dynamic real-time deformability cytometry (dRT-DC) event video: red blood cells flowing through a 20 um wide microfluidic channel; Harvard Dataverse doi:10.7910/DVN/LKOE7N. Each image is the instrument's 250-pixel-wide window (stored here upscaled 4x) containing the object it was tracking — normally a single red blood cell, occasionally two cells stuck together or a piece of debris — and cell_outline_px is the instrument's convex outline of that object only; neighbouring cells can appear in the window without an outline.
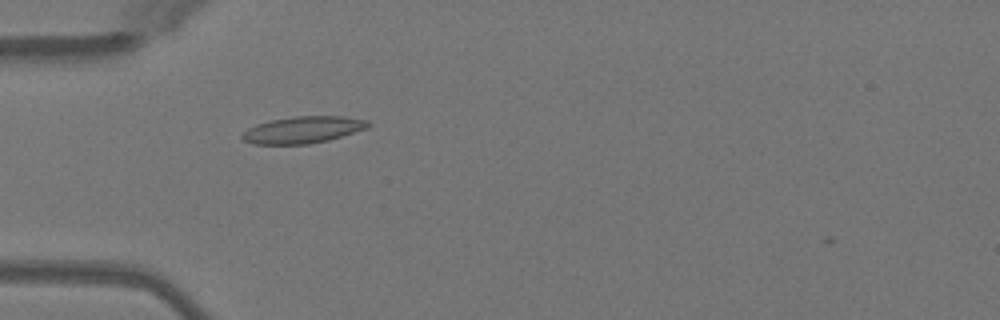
{"species": "Egyptian fruit bat (a non-hibernating species)", "species_latin": "Rousettus aegyptiacus", "temperature_condition": "warm", "stored_images_in_passage": 17, "camera_frame_rate_fps": 3000, "um_per_image_px": 0.085, "animal": {"sex": "female"}, "frame": {"image": 1, "passage_image": 16, "time_ms": 5.0, "image_size_px": [1000, 320], "cell_outline_px": [[368, 128], [328, 140], [308, 144], [252, 144], [244, 140], [240, 136], [248, 128], [256, 124], [272, 120], [296, 116], [344, 116], [368, 120]], "centroid_in_image_um": [25.74, 11.03], "position_along_channel_um": 59.3, "area_um2": 19.54}}